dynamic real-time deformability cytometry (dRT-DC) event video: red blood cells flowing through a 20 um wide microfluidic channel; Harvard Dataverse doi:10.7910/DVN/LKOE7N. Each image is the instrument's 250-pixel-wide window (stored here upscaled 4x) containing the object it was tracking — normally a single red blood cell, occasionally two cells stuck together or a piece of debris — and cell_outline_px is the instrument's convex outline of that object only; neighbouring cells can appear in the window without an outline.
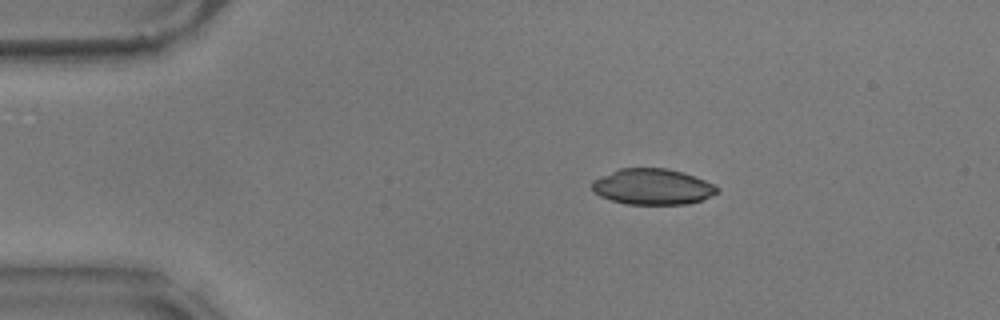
{"species": "common noctule bat (a hibernating species)", "species_latin": "Nyctalus noctula", "temperature_condition": "warm", "stored_images_in_passage": 47, "camera_frame_rate_fps": 3000, "um_per_image_px": 0.085, "animal": {"sex": "male", "body_mass_g": 17.9}, "frame": {"image": 1, "passage_image": 1, "time_ms": 0.0, "image_size_px": [1000, 320], "cell_outline_px": [[720, 192], [712, 196], [688, 204], [624, 204], [600, 196], [592, 192], [592, 180], [600, 176], [620, 168], [668, 168], [704, 180], [720, 188]], "centroid_in_image_um": [55.44, 15.88], "position_along_channel_um": 29.6, "area_um2": 26.18}}
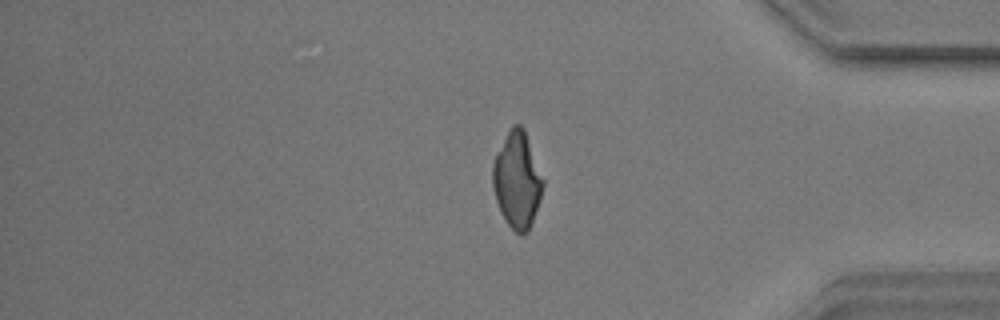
{"frame": {"image": 2, "passage_image": 38, "time_ms": 12.333, "image_size_px": [1000, 320], "cell_outline_px": [[544, 184], [540, 200], [532, 224], [528, 232], [520, 236], [504, 220], [496, 200], [492, 188], [492, 164], [496, 152], [512, 124], [520, 124], [524, 128], [544, 180]], "centroid_in_image_um": [43.95, 15.31], "position_along_channel_um": 391.2, "area_um2": 28.44}}
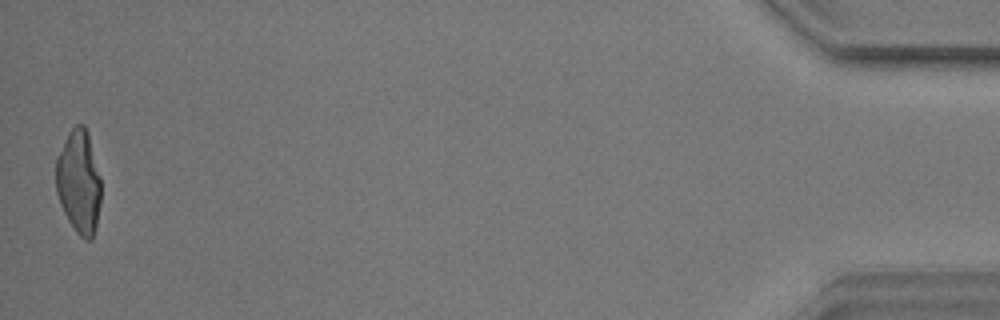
{"frame": {"image": 3, "passage_image": 47, "time_ms": 15.333, "image_size_px": [1000, 320], "cell_outline_px": [[100, 204], [96, 224], [92, 240], [84, 240], [76, 232], [68, 220], [60, 204], [56, 192], [56, 156], [68, 132], [76, 124], [84, 124], [88, 132], [100, 176]], "centroid_in_image_um": [6.69, 15.44], "position_along_channel_um": 428.5, "area_um2": 27.34}, "authors_computed_cell_mechanics": {"area_um2": 28.611, "velocity_mm_per_s": 3.5448, "shape_relaxation_time_tau1_ms": 8.2402, "shape_relaxation_time_tau2_ms": 1.5785, "deformation_change_tau1": 0.247, "deformation_change_tau2": 0.0485}}